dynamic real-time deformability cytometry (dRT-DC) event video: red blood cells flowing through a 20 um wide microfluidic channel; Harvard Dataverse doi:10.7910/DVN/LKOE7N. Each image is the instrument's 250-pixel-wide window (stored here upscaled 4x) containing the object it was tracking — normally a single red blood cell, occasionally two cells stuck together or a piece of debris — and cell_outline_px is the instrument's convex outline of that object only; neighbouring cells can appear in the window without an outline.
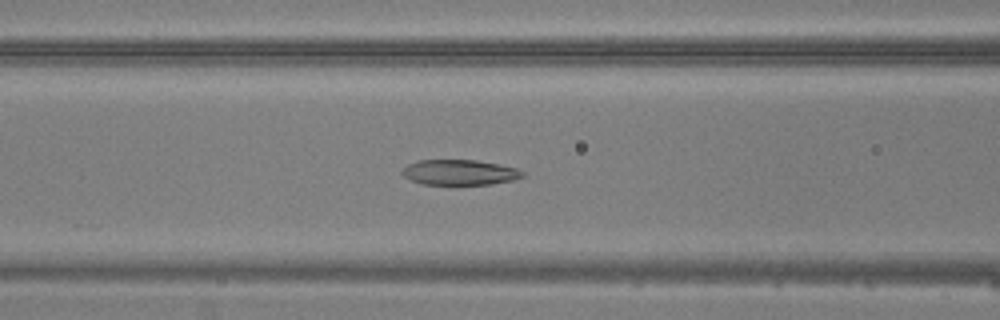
{"species": "common noctule bat (a hibernating species)", "species_latin": "Nyctalus noctula", "temperature_condition": "warm", "stored_images_in_passage": 47, "camera_frame_rate_fps": 3000, "um_per_image_px": 0.085, "animal": {"sex": "male", "body_mass_g": 20.5, "forearm_length_mm": 52.5}, "frame": {"image": 1, "passage_image": 20, "time_ms": 6.333, "image_size_px": [1000, 320], "cell_outline_px": [[524, 176], [512, 180], [492, 184], [460, 188], [456, 188], [420, 184], [404, 176], [400, 172], [408, 164], [416, 160], [476, 160], [500, 164], [516, 168], [524, 172]], "centroid_in_image_um": [39.05, 14.71], "position_along_channel_um": 127.6, "area_um2": 18.84}}
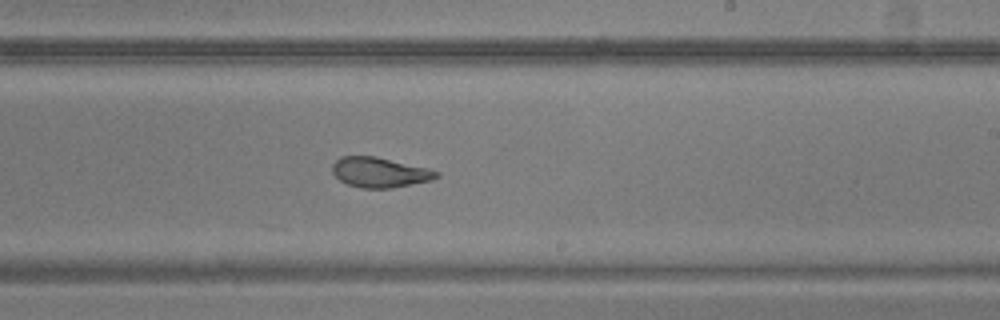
{"frame": {"image": 2, "passage_image": 29, "time_ms": 9.333, "image_size_px": [1000, 320], "cell_outline_px": [[440, 176], [432, 180], [392, 188], [360, 188], [348, 184], [340, 180], [332, 172], [332, 164], [340, 156], [376, 156], [428, 168], [440, 172]], "centroid_in_image_um": [32.28, 14.65], "position_along_channel_um": 256.7, "area_um2": 18.32}}
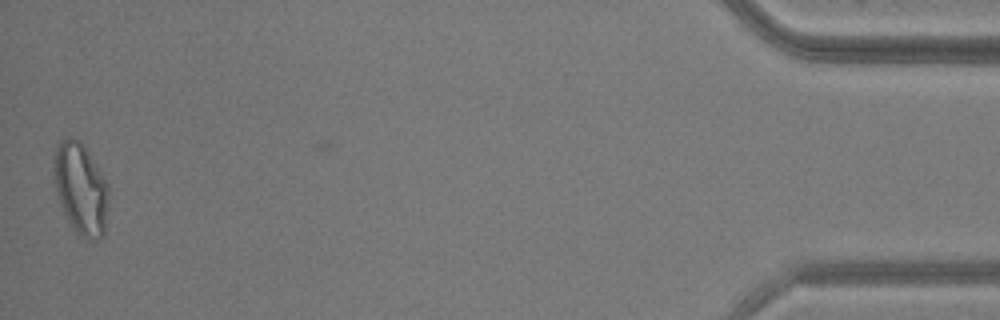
{"frame": {"image": 3, "passage_image": 47, "time_ms": 15.333, "image_size_px": [1000, 320], "cell_outline_px": [[108, 196], [104, 236], [96, 240], [88, 240], [76, 236], [60, 204], [56, 188], [56, 148], [60, 140], [68, 136], [72, 136], [80, 140], [108, 184]], "centroid_in_image_um": [6.89, 16.1], "position_along_channel_um": 428.3, "area_um2": 28.78}}